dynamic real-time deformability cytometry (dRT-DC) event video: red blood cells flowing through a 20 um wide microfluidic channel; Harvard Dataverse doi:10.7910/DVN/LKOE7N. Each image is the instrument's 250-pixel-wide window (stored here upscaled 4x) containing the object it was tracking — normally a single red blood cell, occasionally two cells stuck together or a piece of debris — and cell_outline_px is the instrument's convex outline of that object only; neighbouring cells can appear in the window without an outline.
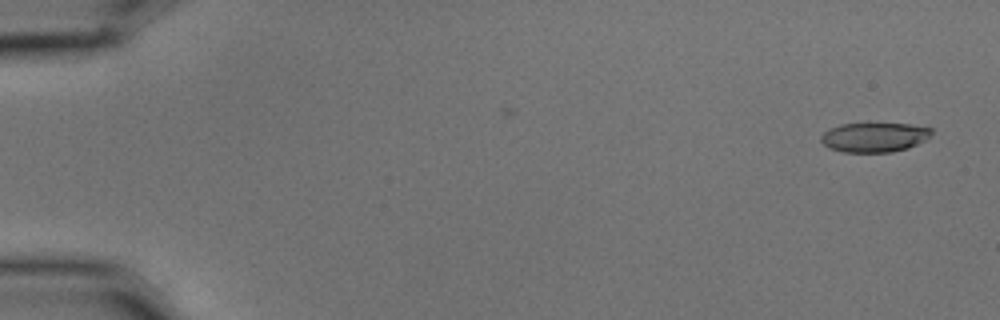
{"species": "common noctule bat (a hibernating species)", "species_latin": "Nyctalus noctula", "temperature_condition": "cold", "stored_images_in_passage": 2, "camera_frame_rate_fps": 3000, "um_per_image_px": 0.085, "animal": {"sex": "male", "body_mass_g": 15.6}, "frame": {"image": 1, "passage_image": 2, "time_ms": 0.333, "image_size_px": [1000, 320], "cell_outline_px": [[932, 132], [928, 140], [908, 148], [892, 152], [844, 152], [832, 148], [824, 144], [820, 140], [820, 136], [828, 128], [840, 124], [912, 124], [932, 128]], "centroid_in_image_um": [74.35, 11.66], "position_along_channel_um": 10.6, "area_um2": 19.07}}